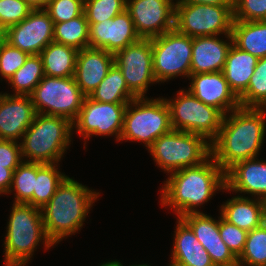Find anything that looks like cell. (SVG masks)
Here are the masks:
<instances>
[{
	"label": "cell",
	"mask_w": 266,
	"mask_h": 266,
	"mask_svg": "<svg viewBox=\"0 0 266 266\" xmlns=\"http://www.w3.org/2000/svg\"><path fill=\"white\" fill-rule=\"evenodd\" d=\"M53 41L77 51L89 47V23L85 14L65 22L54 23Z\"/></svg>",
	"instance_id": "cell-30"
},
{
	"label": "cell",
	"mask_w": 266,
	"mask_h": 266,
	"mask_svg": "<svg viewBox=\"0 0 266 266\" xmlns=\"http://www.w3.org/2000/svg\"><path fill=\"white\" fill-rule=\"evenodd\" d=\"M101 266H122V264H121V262L116 260V261L103 263Z\"/></svg>",
	"instance_id": "cell-46"
},
{
	"label": "cell",
	"mask_w": 266,
	"mask_h": 266,
	"mask_svg": "<svg viewBox=\"0 0 266 266\" xmlns=\"http://www.w3.org/2000/svg\"><path fill=\"white\" fill-rule=\"evenodd\" d=\"M85 0H50L44 7L54 23L74 19L84 13Z\"/></svg>",
	"instance_id": "cell-36"
},
{
	"label": "cell",
	"mask_w": 266,
	"mask_h": 266,
	"mask_svg": "<svg viewBox=\"0 0 266 266\" xmlns=\"http://www.w3.org/2000/svg\"><path fill=\"white\" fill-rule=\"evenodd\" d=\"M165 100L174 130L201 135L209 143L217 137L224 118L219 109L204 104L189 90L179 91L175 100Z\"/></svg>",
	"instance_id": "cell-8"
},
{
	"label": "cell",
	"mask_w": 266,
	"mask_h": 266,
	"mask_svg": "<svg viewBox=\"0 0 266 266\" xmlns=\"http://www.w3.org/2000/svg\"><path fill=\"white\" fill-rule=\"evenodd\" d=\"M234 20L266 21V0H232Z\"/></svg>",
	"instance_id": "cell-39"
},
{
	"label": "cell",
	"mask_w": 266,
	"mask_h": 266,
	"mask_svg": "<svg viewBox=\"0 0 266 266\" xmlns=\"http://www.w3.org/2000/svg\"><path fill=\"white\" fill-rule=\"evenodd\" d=\"M88 97L102 103H129L136 98L128 89L122 72L115 63L103 81Z\"/></svg>",
	"instance_id": "cell-28"
},
{
	"label": "cell",
	"mask_w": 266,
	"mask_h": 266,
	"mask_svg": "<svg viewBox=\"0 0 266 266\" xmlns=\"http://www.w3.org/2000/svg\"><path fill=\"white\" fill-rule=\"evenodd\" d=\"M148 150L168 173L198 166L211 156L210 143L203 136L174 129L157 138Z\"/></svg>",
	"instance_id": "cell-7"
},
{
	"label": "cell",
	"mask_w": 266,
	"mask_h": 266,
	"mask_svg": "<svg viewBox=\"0 0 266 266\" xmlns=\"http://www.w3.org/2000/svg\"><path fill=\"white\" fill-rule=\"evenodd\" d=\"M99 195L68 176L62 181L50 201L41 208L44 230L53 245L83 226L85 216Z\"/></svg>",
	"instance_id": "cell-3"
},
{
	"label": "cell",
	"mask_w": 266,
	"mask_h": 266,
	"mask_svg": "<svg viewBox=\"0 0 266 266\" xmlns=\"http://www.w3.org/2000/svg\"><path fill=\"white\" fill-rule=\"evenodd\" d=\"M180 218L191 228L215 266L238 262V258L220 237L219 220H215L202 212L189 213Z\"/></svg>",
	"instance_id": "cell-19"
},
{
	"label": "cell",
	"mask_w": 266,
	"mask_h": 266,
	"mask_svg": "<svg viewBox=\"0 0 266 266\" xmlns=\"http://www.w3.org/2000/svg\"><path fill=\"white\" fill-rule=\"evenodd\" d=\"M54 37V22L44 9H33L20 23L6 29L5 41L11 46L39 55Z\"/></svg>",
	"instance_id": "cell-15"
},
{
	"label": "cell",
	"mask_w": 266,
	"mask_h": 266,
	"mask_svg": "<svg viewBox=\"0 0 266 266\" xmlns=\"http://www.w3.org/2000/svg\"><path fill=\"white\" fill-rule=\"evenodd\" d=\"M140 39L125 9L111 20L89 24V47L115 54Z\"/></svg>",
	"instance_id": "cell-16"
},
{
	"label": "cell",
	"mask_w": 266,
	"mask_h": 266,
	"mask_svg": "<svg viewBox=\"0 0 266 266\" xmlns=\"http://www.w3.org/2000/svg\"><path fill=\"white\" fill-rule=\"evenodd\" d=\"M153 73L157 83L191 75L192 37L175 28L152 38Z\"/></svg>",
	"instance_id": "cell-11"
},
{
	"label": "cell",
	"mask_w": 266,
	"mask_h": 266,
	"mask_svg": "<svg viewBox=\"0 0 266 266\" xmlns=\"http://www.w3.org/2000/svg\"><path fill=\"white\" fill-rule=\"evenodd\" d=\"M128 103H102L85 96L77 118L72 122L84 138L91 135H116L117 141L123 131L124 112Z\"/></svg>",
	"instance_id": "cell-13"
},
{
	"label": "cell",
	"mask_w": 266,
	"mask_h": 266,
	"mask_svg": "<svg viewBox=\"0 0 266 266\" xmlns=\"http://www.w3.org/2000/svg\"><path fill=\"white\" fill-rule=\"evenodd\" d=\"M219 233L222 241L238 258L243 252L248 232L229 223L221 216L219 219Z\"/></svg>",
	"instance_id": "cell-40"
},
{
	"label": "cell",
	"mask_w": 266,
	"mask_h": 266,
	"mask_svg": "<svg viewBox=\"0 0 266 266\" xmlns=\"http://www.w3.org/2000/svg\"><path fill=\"white\" fill-rule=\"evenodd\" d=\"M229 113L210 143L211 157L224 172L239 161L256 158L266 132L265 108L239 107Z\"/></svg>",
	"instance_id": "cell-1"
},
{
	"label": "cell",
	"mask_w": 266,
	"mask_h": 266,
	"mask_svg": "<svg viewBox=\"0 0 266 266\" xmlns=\"http://www.w3.org/2000/svg\"><path fill=\"white\" fill-rule=\"evenodd\" d=\"M32 10L24 0H0V26L6 30L20 23Z\"/></svg>",
	"instance_id": "cell-37"
},
{
	"label": "cell",
	"mask_w": 266,
	"mask_h": 266,
	"mask_svg": "<svg viewBox=\"0 0 266 266\" xmlns=\"http://www.w3.org/2000/svg\"><path fill=\"white\" fill-rule=\"evenodd\" d=\"M28 56L27 52L21 51L5 41L0 48V74L8 81L24 65Z\"/></svg>",
	"instance_id": "cell-38"
},
{
	"label": "cell",
	"mask_w": 266,
	"mask_h": 266,
	"mask_svg": "<svg viewBox=\"0 0 266 266\" xmlns=\"http://www.w3.org/2000/svg\"><path fill=\"white\" fill-rule=\"evenodd\" d=\"M223 41L216 36H200L192 38L191 74L211 73L223 71L225 61L233 37Z\"/></svg>",
	"instance_id": "cell-22"
},
{
	"label": "cell",
	"mask_w": 266,
	"mask_h": 266,
	"mask_svg": "<svg viewBox=\"0 0 266 266\" xmlns=\"http://www.w3.org/2000/svg\"><path fill=\"white\" fill-rule=\"evenodd\" d=\"M257 158L242 160L235 163L225 172L226 188L240 193L258 196L266 199V161Z\"/></svg>",
	"instance_id": "cell-21"
},
{
	"label": "cell",
	"mask_w": 266,
	"mask_h": 266,
	"mask_svg": "<svg viewBox=\"0 0 266 266\" xmlns=\"http://www.w3.org/2000/svg\"><path fill=\"white\" fill-rule=\"evenodd\" d=\"M173 0H126L135 31L142 39H152L174 29Z\"/></svg>",
	"instance_id": "cell-14"
},
{
	"label": "cell",
	"mask_w": 266,
	"mask_h": 266,
	"mask_svg": "<svg viewBox=\"0 0 266 266\" xmlns=\"http://www.w3.org/2000/svg\"><path fill=\"white\" fill-rule=\"evenodd\" d=\"M225 188V172L210 156L198 166L172 172L162 189L161 202L163 206L175 208L180 218L200 212L195 207L212 198L217 189Z\"/></svg>",
	"instance_id": "cell-2"
},
{
	"label": "cell",
	"mask_w": 266,
	"mask_h": 266,
	"mask_svg": "<svg viewBox=\"0 0 266 266\" xmlns=\"http://www.w3.org/2000/svg\"><path fill=\"white\" fill-rule=\"evenodd\" d=\"M57 164L36 163L35 188L33 190V206L43 208L55 194L57 187L67 177L59 172Z\"/></svg>",
	"instance_id": "cell-29"
},
{
	"label": "cell",
	"mask_w": 266,
	"mask_h": 266,
	"mask_svg": "<svg viewBox=\"0 0 266 266\" xmlns=\"http://www.w3.org/2000/svg\"><path fill=\"white\" fill-rule=\"evenodd\" d=\"M221 216L240 229L251 231L265 222L264 202L235 196L221 206Z\"/></svg>",
	"instance_id": "cell-24"
},
{
	"label": "cell",
	"mask_w": 266,
	"mask_h": 266,
	"mask_svg": "<svg viewBox=\"0 0 266 266\" xmlns=\"http://www.w3.org/2000/svg\"><path fill=\"white\" fill-rule=\"evenodd\" d=\"M238 262L245 266H266V223L248 231Z\"/></svg>",
	"instance_id": "cell-33"
},
{
	"label": "cell",
	"mask_w": 266,
	"mask_h": 266,
	"mask_svg": "<svg viewBox=\"0 0 266 266\" xmlns=\"http://www.w3.org/2000/svg\"><path fill=\"white\" fill-rule=\"evenodd\" d=\"M239 101L241 107L266 109V57L258 59L254 74Z\"/></svg>",
	"instance_id": "cell-32"
},
{
	"label": "cell",
	"mask_w": 266,
	"mask_h": 266,
	"mask_svg": "<svg viewBox=\"0 0 266 266\" xmlns=\"http://www.w3.org/2000/svg\"><path fill=\"white\" fill-rule=\"evenodd\" d=\"M172 129L170 109L164 98L136 97L126 106L120 140L141 141L149 149Z\"/></svg>",
	"instance_id": "cell-6"
},
{
	"label": "cell",
	"mask_w": 266,
	"mask_h": 266,
	"mask_svg": "<svg viewBox=\"0 0 266 266\" xmlns=\"http://www.w3.org/2000/svg\"><path fill=\"white\" fill-rule=\"evenodd\" d=\"M36 163L23 161L13 172L11 188L15 193L14 203H25L33 206Z\"/></svg>",
	"instance_id": "cell-34"
},
{
	"label": "cell",
	"mask_w": 266,
	"mask_h": 266,
	"mask_svg": "<svg viewBox=\"0 0 266 266\" xmlns=\"http://www.w3.org/2000/svg\"><path fill=\"white\" fill-rule=\"evenodd\" d=\"M233 44L240 50L266 57V21H238L232 25Z\"/></svg>",
	"instance_id": "cell-26"
},
{
	"label": "cell",
	"mask_w": 266,
	"mask_h": 266,
	"mask_svg": "<svg viewBox=\"0 0 266 266\" xmlns=\"http://www.w3.org/2000/svg\"><path fill=\"white\" fill-rule=\"evenodd\" d=\"M263 202H264V214H265V223H266V199Z\"/></svg>",
	"instance_id": "cell-48"
},
{
	"label": "cell",
	"mask_w": 266,
	"mask_h": 266,
	"mask_svg": "<svg viewBox=\"0 0 266 266\" xmlns=\"http://www.w3.org/2000/svg\"><path fill=\"white\" fill-rule=\"evenodd\" d=\"M123 266V265H122ZM132 266H150V265H146V264H139V265H132Z\"/></svg>",
	"instance_id": "cell-49"
},
{
	"label": "cell",
	"mask_w": 266,
	"mask_h": 266,
	"mask_svg": "<svg viewBox=\"0 0 266 266\" xmlns=\"http://www.w3.org/2000/svg\"><path fill=\"white\" fill-rule=\"evenodd\" d=\"M77 53L73 47L51 42L39 54L43 61L44 75L58 78L74 76Z\"/></svg>",
	"instance_id": "cell-27"
},
{
	"label": "cell",
	"mask_w": 266,
	"mask_h": 266,
	"mask_svg": "<svg viewBox=\"0 0 266 266\" xmlns=\"http://www.w3.org/2000/svg\"><path fill=\"white\" fill-rule=\"evenodd\" d=\"M14 140L0 139V166L8 169H16L21 160V144Z\"/></svg>",
	"instance_id": "cell-41"
},
{
	"label": "cell",
	"mask_w": 266,
	"mask_h": 266,
	"mask_svg": "<svg viewBox=\"0 0 266 266\" xmlns=\"http://www.w3.org/2000/svg\"><path fill=\"white\" fill-rule=\"evenodd\" d=\"M72 122L65 117L37 113L25 131L21 144V156L27 162L58 163L71 142Z\"/></svg>",
	"instance_id": "cell-4"
},
{
	"label": "cell",
	"mask_w": 266,
	"mask_h": 266,
	"mask_svg": "<svg viewBox=\"0 0 266 266\" xmlns=\"http://www.w3.org/2000/svg\"><path fill=\"white\" fill-rule=\"evenodd\" d=\"M258 58L232 44L227 54L223 73L231 90L239 98L247 89Z\"/></svg>",
	"instance_id": "cell-25"
},
{
	"label": "cell",
	"mask_w": 266,
	"mask_h": 266,
	"mask_svg": "<svg viewBox=\"0 0 266 266\" xmlns=\"http://www.w3.org/2000/svg\"><path fill=\"white\" fill-rule=\"evenodd\" d=\"M114 64V54L104 49L84 48L78 51L74 79L81 92L89 96L108 74Z\"/></svg>",
	"instance_id": "cell-20"
},
{
	"label": "cell",
	"mask_w": 266,
	"mask_h": 266,
	"mask_svg": "<svg viewBox=\"0 0 266 266\" xmlns=\"http://www.w3.org/2000/svg\"><path fill=\"white\" fill-rule=\"evenodd\" d=\"M27 4H29L33 9H44V6L50 0H24Z\"/></svg>",
	"instance_id": "cell-44"
},
{
	"label": "cell",
	"mask_w": 266,
	"mask_h": 266,
	"mask_svg": "<svg viewBox=\"0 0 266 266\" xmlns=\"http://www.w3.org/2000/svg\"><path fill=\"white\" fill-rule=\"evenodd\" d=\"M36 114L30 95L0 93V139L23 137Z\"/></svg>",
	"instance_id": "cell-18"
},
{
	"label": "cell",
	"mask_w": 266,
	"mask_h": 266,
	"mask_svg": "<svg viewBox=\"0 0 266 266\" xmlns=\"http://www.w3.org/2000/svg\"><path fill=\"white\" fill-rule=\"evenodd\" d=\"M220 266H242V265L239 262H237L230 265H220Z\"/></svg>",
	"instance_id": "cell-47"
},
{
	"label": "cell",
	"mask_w": 266,
	"mask_h": 266,
	"mask_svg": "<svg viewBox=\"0 0 266 266\" xmlns=\"http://www.w3.org/2000/svg\"><path fill=\"white\" fill-rule=\"evenodd\" d=\"M42 240L46 249L53 246L44 230L41 209L14 203L4 242L5 266H25Z\"/></svg>",
	"instance_id": "cell-5"
},
{
	"label": "cell",
	"mask_w": 266,
	"mask_h": 266,
	"mask_svg": "<svg viewBox=\"0 0 266 266\" xmlns=\"http://www.w3.org/2000/svg\"><path fill=\"white\" fill-rule=\"evenodd\" d=\"M43 61L40 55H29L14 75L8 80L14 88V95H30L44 77Z\"/></svg>",
	"instance_id": "cell-31"
},
{
	"label": "cell",
	"mask_w": 266,
	"mask_h": 266,
	"mask_svg": "<svg viewBox=\"0 0 266 266\" xmlns=\"http://www.w3.org/2000/svg\"><path fill=\"white\" fill-rule=\"evenodd\" d=\"M128 89L136 97H144L150 83L157 82L153 73L151 39L140 38L114 54Z\"/></svg>",
	"instance_id": "cell-12"
},
{
	"label": "cell",
	"mask_w": 266,
	"mask_h": 266,
	"mask_svg": "<svg viewBox=\"0 0 266 266\" xmlns=\"http://www.w3.org/2000/svg\"><path fill=\"white\" fill-rule=\"evenodd\" d=\"M233 5L175 3L174 28L190 37L232 35Z\"/></svg>",
	"instance_id": "cell-9"
},
{
	"label": "cell",
	"mask_w": 266,
	"mask_h": 266,
	"mask_svg": "<svg viewBox=\"0 0 266 266\" xmlns=\"http://www.w3.org/2000/svg\"><path fill=\"white\" fill-rule=\"evenodd\" d=\"M15 169H8L0 166V194H9L12 185L13 172Z\"/></svg>",
	"instance_id": "cell-42"
},
{
	"label": "cell",
	"mask_w": 266,
	"mask_h": 266,
	"mask_svg": "<svg viewBox=\"0 0 266 266\" xmlns=\"http://www.w3.org/2000/svg\"><path fill=\"white\" fill-rule=\"evenodd\" d=\"M177 223L169 266H215L191 228L181 218Z\"/></svg>",
	"instance_id": "cell-23"
},
{
	"label": "cell",
	"mask_w": 266,
	"mask_h": 266,
	"mask_svg": "<svg viewBox=\"0 0 266 266\" xmlns=\"http://www.w3.org/2000/svg\"><path fill=\"white\" fill-rule=\"evenodd\" d=\"M30 97L36 113L65 117L73 122L78 116L85 95L73 76H44Z\"/></svg>",
	"instance_id": "cell-10"
},
{
	"label": "cell",
	"mask_w": 266,
	"mask_h": 266,
	"mask_svg": "<svg viewBox=\"0 0 266 266\" xmlns=\"http://www.w3.org/2000/svg\"><path fill=\"white\" fill-rule=\"evenodd\" d=\"M126 9V0H85L84 14L89 24L111 20Z\"/></svg>",
	"instance_id": "cell-35"
},
{
	"label": "cell",
	"mask_w": 266,
	"mask_h": 266,
	"mask_svg": "<svg viewBox=\"0 0 266 266\" xmlns=\"http://www.w3.org/2000/svg\"><path fill=\"white\" fill-rule=\"evenodd\" d=\"M6 30L0 26V48L2 44L5 42Z\"/></svg>",
	"instance_id": "cell-45"
},
{
	"label": "cell",
	"mask_w": 266,
	"mask_h": 266,
	"mask_svg": "<svg viewBox=\"0 0 266 266\" xmlns=\"http://www.w3.org/2000/svg\"><path fill=\"white\" fill-rule=\"evenodd\" d=\"M183 4L233 5L232 0H178Z\"/></svg>",
	"instance_id": "cell-43"
},
{
	"label": "cell",
	"mask_w": 266,
	"mask_h": 266,
	"mask_svg": "<svg viewBox=\"0 0 266 266\" xmlns=\"http://www.w3.org/2000/svg\"><path fill=\"white\" fill-rule=\"evenodd\" d=\"M190 79L192 82L188 90L204 104L219 109L224 115L241 107L223 71L191 74Z\"/></svg>",
	"instance_id": "cell-17"
}]
</instances>
